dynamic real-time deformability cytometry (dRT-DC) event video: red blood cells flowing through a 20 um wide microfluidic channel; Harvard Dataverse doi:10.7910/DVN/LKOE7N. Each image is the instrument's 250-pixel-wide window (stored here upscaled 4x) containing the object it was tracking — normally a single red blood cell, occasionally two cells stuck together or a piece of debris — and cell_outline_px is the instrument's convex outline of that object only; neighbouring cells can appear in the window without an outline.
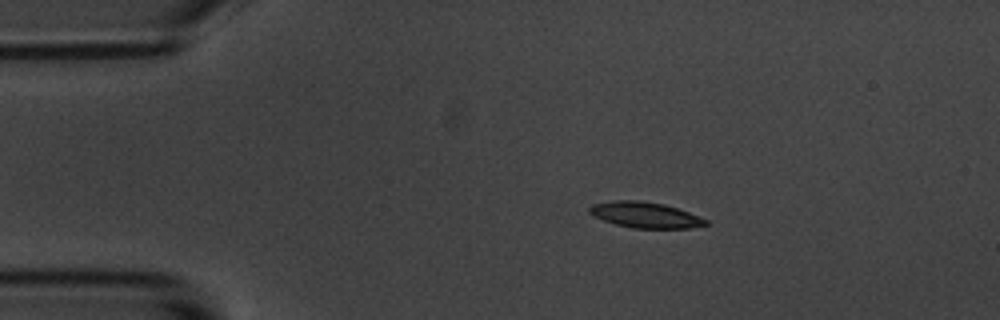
{"species": "common noctule bat (a hibernating species)", "species_latin": "Nyctalus noctula", "temperature_condition": "room temperature", "stored_images_in_passage": 3, "camera_frame_rate_fps": 3000, "um_per_image_px": 0.085, "animal": {"sex": "male", "body_mass_g": 20.1, "forearm_length_mm": 53.5}, "frame": {"image": 1, "passage_image": 2, "time_ms": 1.333, "image_size_px": [1000, 320], "cell_outline_px": [[708, 224], [688, 228], [632, 228], [616, 224], [604, 220], [588, 212], [588, 208], [592, 204], [612, 200], [640, 200], [664, 204], [688, 212], [708, 220]], "centroid_in_image_um": [54.82, 18.26], "position_along_channel_um": 30.2, "area_um2": 17.34}}